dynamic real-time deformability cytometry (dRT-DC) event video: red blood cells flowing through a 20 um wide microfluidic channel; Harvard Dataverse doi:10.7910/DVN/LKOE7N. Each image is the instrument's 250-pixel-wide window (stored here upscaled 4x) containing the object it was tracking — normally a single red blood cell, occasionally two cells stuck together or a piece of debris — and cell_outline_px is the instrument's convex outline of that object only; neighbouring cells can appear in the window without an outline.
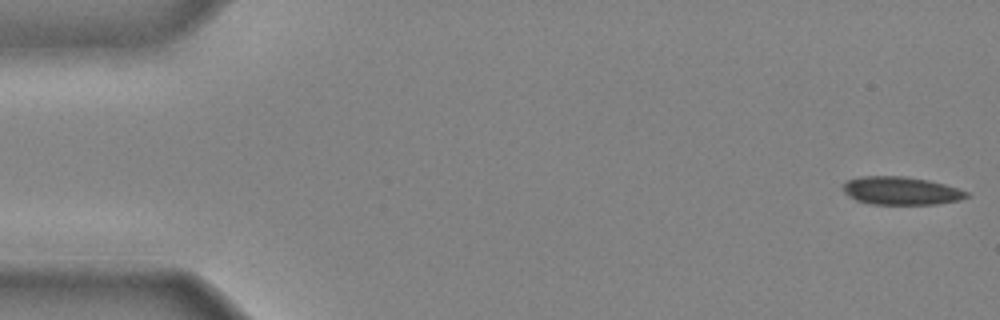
{"species": "common noctule bat (a hibernating species)", "species_latin": "Nyctalus noctula", "temperature_condition": "cold", "stored_images_in_passage": 42, "camera_frame_rate_fps": 3000, "um_per_image_px": 0.085, "animal": {"sex": "male", "body_mass_g": 20.4}, "frame": {"image": 1, "passage_image": 1, "time_ms": 0.0, "image_size_px": [1000, 320], "cell_outline_px": [[972, 196], [960, 200], [936, 204], [872, 204], [856, 200], [848, 196], [844, 192], [844, 180], [860, 176], [904, 176], [928, 180], [944, 184], [968, 192]], "centroid_in_image_um": [76.58, 16.21], "position_along_channel_um": 8.4, "area_um2": 20.29}}
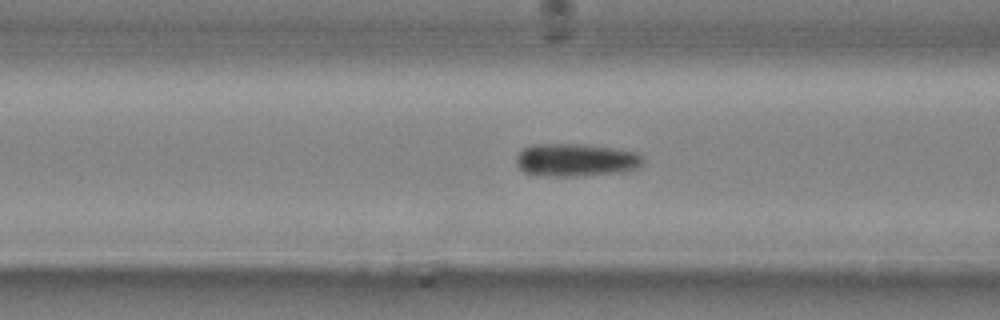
{"frame": {"image": 2, "passage_image": 17, "time_ms": 5.333, "image_size_px": [1000, 320], "cell_outline_px": [[644, 160], [636, 168], [616, 172], [568, 176], [548, 176], [524, 172], [516, 164], [516, 156], [524, 148], [532, 144], [584, 144], [612, 148], [636, 152]], "centroid_in_image_um": [48.89, 13.58], "position_along_channel_um": 117.7, "area_um2": 23.81}}
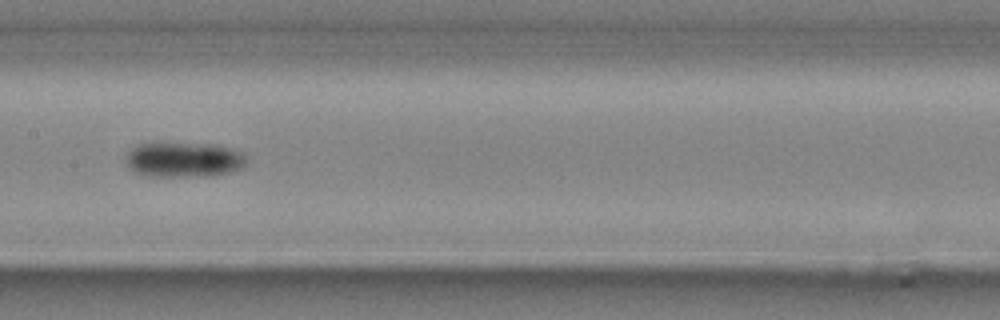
{"frame": {"image": 3, "passage_image": 22, "time_ms": 7.0, "image_size_px": [1000, 320], "cell_outline_px": [[244, 168], [228, 172], [192, 176], [152, 176], [136, 172], [128, 168], [124, 160], [124, 152], [136, 144], [152, 140], [164, 140], [216, 144], [232, 148], [244, 152]], "centroid_in_image_um": [15.5, 13.48], "position_along_channel_um": 191.9, "area_um2": 25.84}}